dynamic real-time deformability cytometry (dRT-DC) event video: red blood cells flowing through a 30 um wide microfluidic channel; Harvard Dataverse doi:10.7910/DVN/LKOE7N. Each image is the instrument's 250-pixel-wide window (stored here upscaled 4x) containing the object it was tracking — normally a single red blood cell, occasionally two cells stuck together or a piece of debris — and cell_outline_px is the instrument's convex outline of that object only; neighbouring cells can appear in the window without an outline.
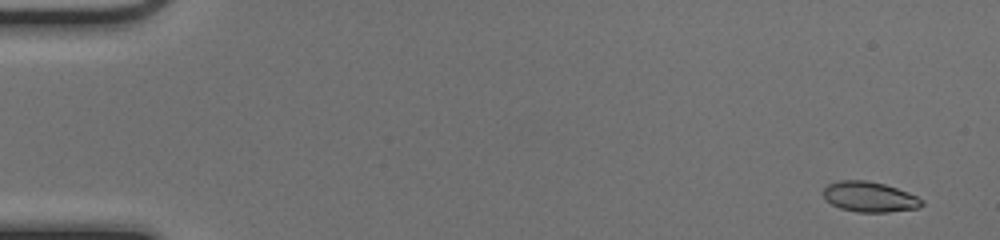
{"species": "common noctule bat (a hibernating species)", "species_latin": "Nyctalus noctula", "temperature_condition": "cold", "stored_images_in_passage": 52, "camera_frame_rate_fps": 3000, "um_per_image_px": 0.085, "animal": {"sex": "female", "body_mass_g": 17.0, "forearm_length_mm": 48.0}, "frame": {"image": 1, "passage_image": 3, "time_ms": 0.667, "image_size_px": [1000, 240], "cell_outline_px": [[924, 204], [916, 208], [888, 212], [856, 212], [840, 208], [832, 204], [820, 192], [828, 184], [840, 180], [868, 180], [884, 184], [908, 192], [924, 200]], "centroid_in_image_um": [73.9, 16.73], "position_along_channel_um": 11.1, "area_um2": 17.4}}
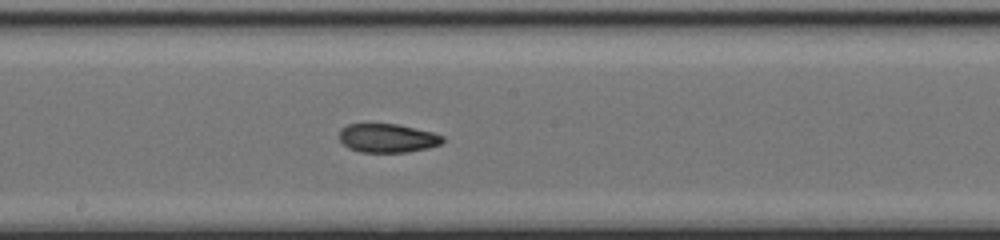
{"frame": {"image": 2, "passage_image": 29, "time_ms": 9.333, "image_size_px": [1000, 240], "cell_outline_px": [[444, 140], [440, 144], [428, 148], [408, 152], [360, 152], [348, 148], [340, 140], [340, 128], [348, 124], [396, 124], [432, 132], [444, 136]], "centroid_in_image_um": [32.93, 11.74], "position_along_channel_um": 215.3, "area_um2": 17.28}}
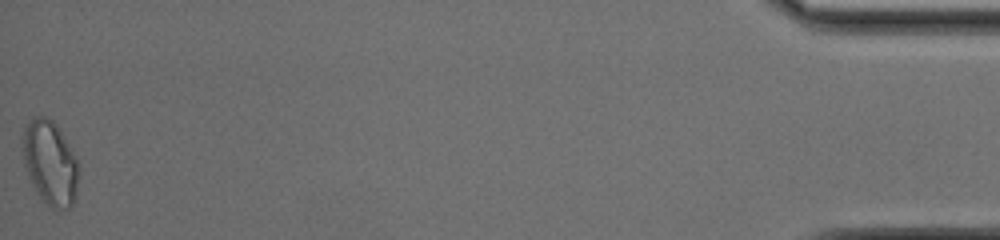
{"frame": {"image": 3, "passage_image": 52, "time_ms": 17.0, "image_size_px": [1000, 240], "cell_outline_px": [[80, 168], [76, 192], [72, 208], [52, 208], [36, 192], [32, 184], [24, 164], [20, 136], [24, 128], [32, 116], [44, 116], [52, 120], [56, 124], [80, 164]], "centroid_in_image_um": [4.25, 13.81], "position_along_channel_um": 431.0, "area_um2": 27.74}, "authors_computed_cell_mechanics": {"area_um2": 18.1203, "velocity_mm_per_s": 4.0749, "shape_relaxation_time_tau1_ms": null, "shape_relaxation_time_tau2_ms": 3.3698, "deformation_change_tau1": null, "deformation_change_tau2": 0.0845}}